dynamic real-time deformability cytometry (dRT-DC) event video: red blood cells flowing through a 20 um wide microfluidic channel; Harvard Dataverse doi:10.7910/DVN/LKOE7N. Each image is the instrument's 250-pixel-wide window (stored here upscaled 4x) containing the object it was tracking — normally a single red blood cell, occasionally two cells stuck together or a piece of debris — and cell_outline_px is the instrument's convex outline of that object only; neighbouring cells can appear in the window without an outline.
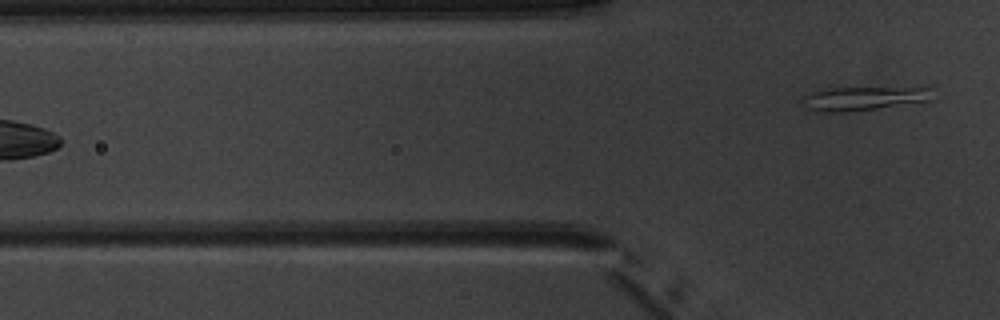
{"species": "common noctule bat (a hibernating species)", "species_latin": "Nyctalus noctula", "temperature_condition": "warm", "stored_images_in_passage": 7, "segment_of_instrument_passage": [2, 2], "camera_frame_rate_fps": 3000, "um_per_image_px": 0.085, "animal": {"sex": "male", "body_mass_g": 20.1, "forearm_length_mm": 53.5}, "frame": {"image": 1, "passage_image": 7, "time_ms": 7.0, "image_size_px": [1000, 320], "cell_outline_px": [[928, 100], [876, 108], [848, 112], [816, 112], [808, 108], [804, 96], [808, 92], [828, 88], [928, 88]], "centroid_in_image_um": [73.25, 8.37], "position_along_channel_um": 52.5, "area_um2": 17.22}}